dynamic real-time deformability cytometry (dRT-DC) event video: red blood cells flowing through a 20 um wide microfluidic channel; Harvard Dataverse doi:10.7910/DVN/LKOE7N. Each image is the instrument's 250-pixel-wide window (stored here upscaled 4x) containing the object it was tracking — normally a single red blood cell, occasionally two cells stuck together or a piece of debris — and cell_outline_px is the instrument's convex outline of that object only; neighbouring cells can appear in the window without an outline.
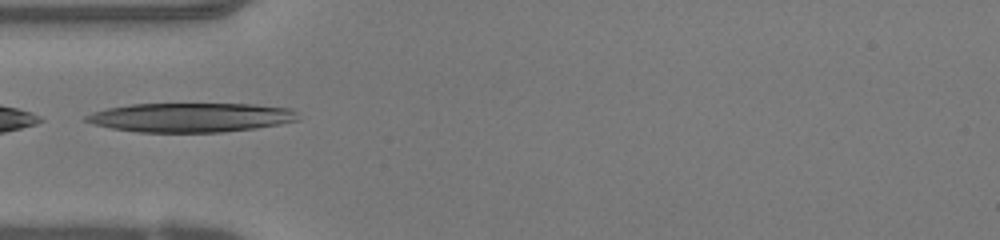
{"species": "human", "species_latin": "Homo sapiens", "temperature_condition": "warm", "stored_images_in_passage": 34, "camera_frame_rate_fps": 3000, "um_per_image_px": 0.085, "donor": {"sex": "female"}, "frame": {"image": 1, "passage_image": 1, "time_ms": 0.0, "image_size_px": [1000, 240], "cell_outline_px": [[300, 120], [280, 124], [256, 128], [220, 132], [140, 132], [112, 128], [96, 124], [84, 120], [84, 116], [92, 112], [108, 108], [132, 104], [252, 104], [288, 108], [296, 112]], "centroid_in_image_um": [16.24, 9.98], "position_along_channel_um": 68.8, "area_um2": 35.89}}
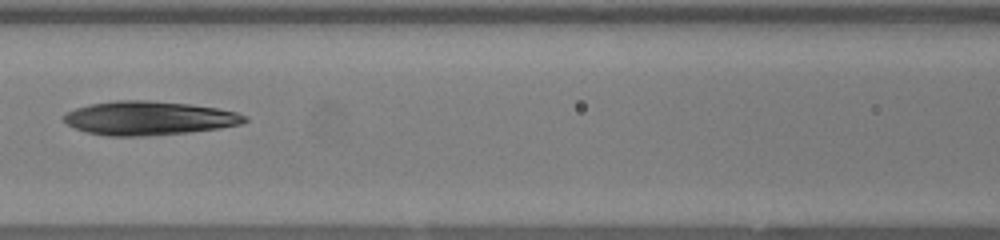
{"frame": {"image": 2, "passage_image": 7, "time_ms": 2.0, "image_size_px": [1000, 240], "cell_outline_px": [[248, 120], [240, 124], [220, 128], [188, 132], [144, 136], [108, 136], [88, 132], [76, 128], [68, 124], [64, 120], [64, 116], [68, 112], [76, 108], [88, 104], [116, 100], [148, 100], [188, 104], [216, 108], [236, 112], [248, 116]], "centroid_in_image_um": [12.67, 10.04], "position_along_channel_um": 153.9, "area_um2": 35.43}}
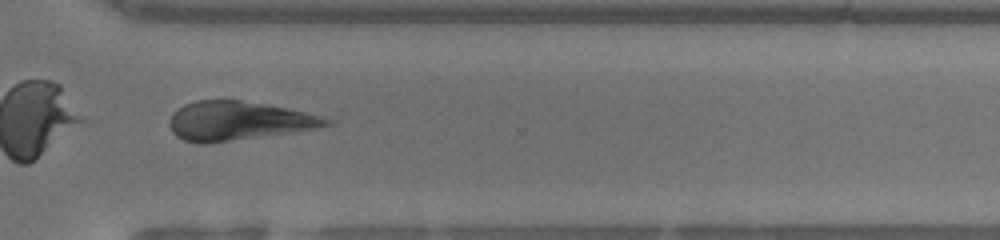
{"frame": {"image": 3, "passage_image": 21, "time_ms": 6.667, "image_size_px": [1000, 240], "cell_outline_px": [[336, 120], [332, 124], [312, 128], [288, 132], [208, 144], [200, 144], [184, 140], [176, 136], [172, 132], [168, 124], [168, 120], [184, 104], [196, 100], [240, 100], [288, 108], [324, 116]], "centroid_in_image_um": [20.24, 10.27], "position_along_channel_um": 350.4, "area_um2": 35.32}}